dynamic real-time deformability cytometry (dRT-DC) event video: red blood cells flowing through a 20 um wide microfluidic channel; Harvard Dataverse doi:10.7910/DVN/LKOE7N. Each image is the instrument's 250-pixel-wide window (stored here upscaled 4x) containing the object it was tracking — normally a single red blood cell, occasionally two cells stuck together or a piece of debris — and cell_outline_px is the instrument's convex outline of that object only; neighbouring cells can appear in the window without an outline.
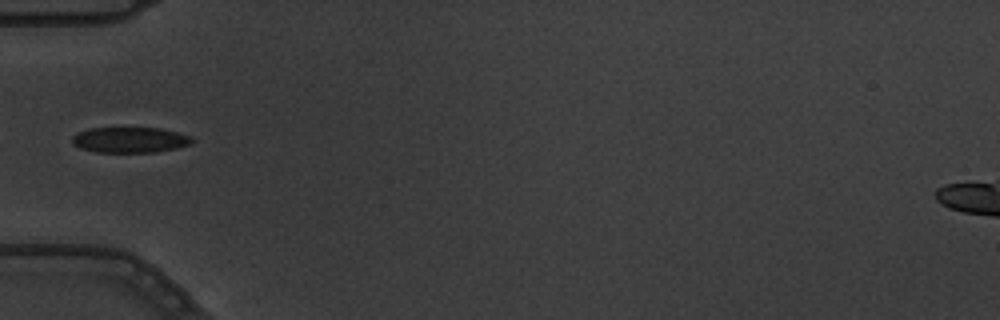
{"species": "common noctule bat (a hibernating species)", "species_latin": "Nyctalus noctula", "temperature_condition": "warm", "stored_images_in_passage": 9, "camera_frame_rate_fps": 3000, "um_per_image_px": 0.085, "animal": {"sex": "male", "body_mass_g": 19.5, "forearm_length_mm": 54.6}, "frame": {"image": 1, "passage_image": 6, "time_ms": 1.667, "image_size_px": [1000, 320], "cell_outline_px": [[196, 140], [192, 144], [176, 148], [156, 152], [96, 152], [80, 148], [72, 144], [72, 136], [76, 132], [88, 128], [160, 128], [192, 136]], "centroid_in_image_um": [11.05, 11.89], "position_along_channel_um": 74.0, "area_um2": 18.09}}